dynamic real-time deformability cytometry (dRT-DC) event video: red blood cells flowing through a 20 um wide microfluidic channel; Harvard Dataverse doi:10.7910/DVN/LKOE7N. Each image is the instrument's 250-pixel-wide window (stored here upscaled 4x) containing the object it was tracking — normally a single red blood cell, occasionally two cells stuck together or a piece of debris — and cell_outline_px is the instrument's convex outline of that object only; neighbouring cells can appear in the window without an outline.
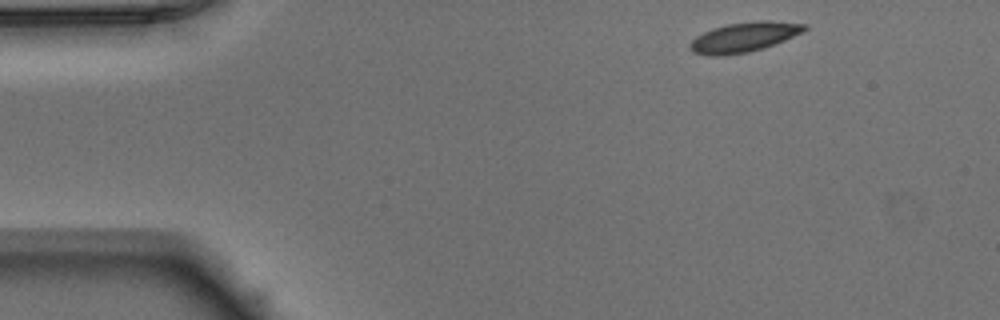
{"species": "Egyptian fruit bat (a non-hibernating species)", "species_latin": "Rousettus aegyptiacus", "temperature_condition": "warm", "stored_images_in_passage": 46, "camera_frame_rate_fps": 3000, "um_per_image_px": 0.085, "animal": {"sex": "male"}, "frame": {"image": 1, "passage_image": 1, "time_ms": 0.0, "image_size_px": [1000, 320], "cell_outline_px": [[808, 28], [804, 32], [784, 40], [748, 52], [724, 56], [708, 56], [692, 52], [688, 48], [688, 44], [696, 36], [712, 28], [728, 24], [760, 20], [768, 20], [808, 24]], "centroid_in_image_um": [63.22, 3.15], "position_along_channel_um": 21.8, "area_um2": 19.94}}
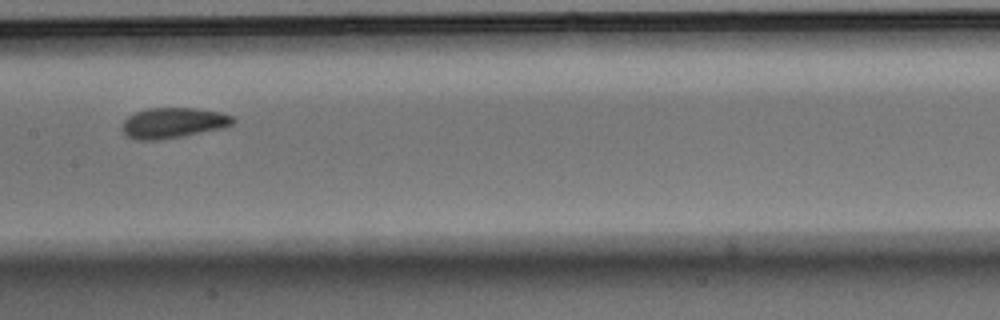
{"frame": {"image": 2, "passage_image": 20, "time_ms": 6.333, "image_size_px": [1000, 320], "cell_outline_px": [[236, 120], [232, 124], [220, 128], [160, 140], [136, 140], [128, 136], [120, 128], [124, 120], [128, 116], [136, 112], [148, 108], [196, 108], [220, 112], [232, 116]], "centroid_in_image_um": [14.68, 10.44], "position_along_channel_um": 192.7, "area_um2": 19.48}}
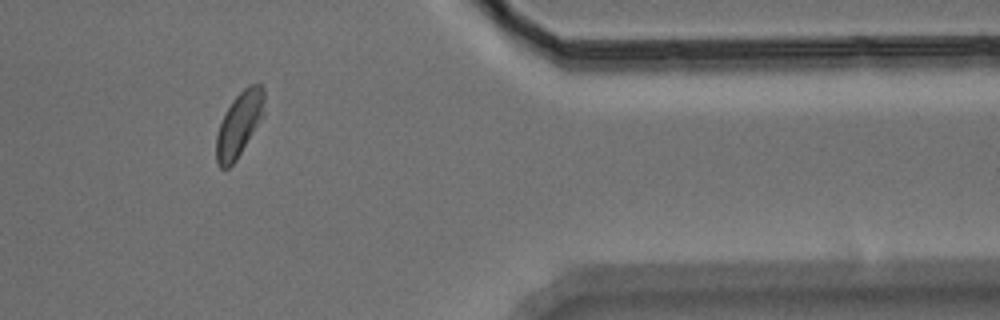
{"frame": {"image": 3, "passage_image": 37, "time_ms": 12.0, "image_size_px": [1000, 320], "cell_outline_px": [[264, 116], [236, 160], [228, 168], [220, 168], [216, 164], [216, 136], [220, 124], [232, 100], [248, 84], [260, 84], [264, 88]], "centroid_in_image_um": [20.34, 10.56], "position_along_channel_um": 391.1, "area_um2": 18.03}}